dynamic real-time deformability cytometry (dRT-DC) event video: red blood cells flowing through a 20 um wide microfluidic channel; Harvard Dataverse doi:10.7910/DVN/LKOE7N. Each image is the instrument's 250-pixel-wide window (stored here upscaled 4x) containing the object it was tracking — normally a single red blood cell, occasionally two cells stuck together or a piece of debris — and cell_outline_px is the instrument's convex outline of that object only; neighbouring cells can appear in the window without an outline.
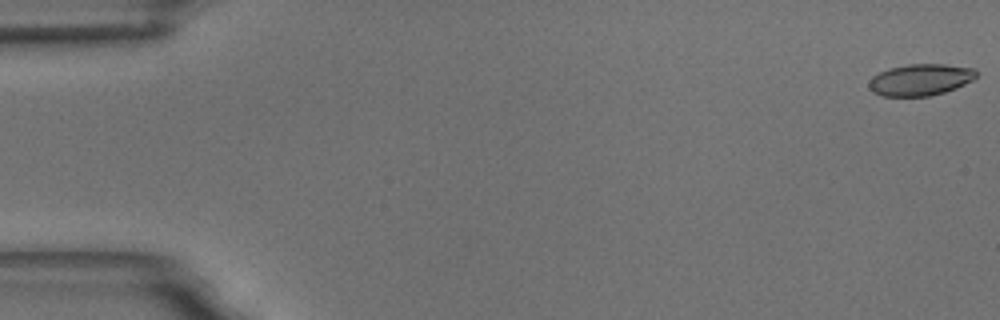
{"species": "common noctule bat (a hibernating species)", "species_latin": "Nyctalus noctula", "temperature_condition": "room temperature", "stored_images_in_passage": 7, "camera_frame_rate_fps": 3000, "um_per_image_px": 0.085, "animal": {"sex": "male", "body_mass_g": 18.8}, "frame": {"image": 1, "passage_image": 1, "time_ms": 0.0, "image_size_px": [1000, 320], "cell_outline_px": [[976, 76], [972, 80], [956, 88], [944, 92], [928, 96], [884, 96], [872, 92], [868, 88], [868, 84], [872, 76], [888, 68], [908, 64], [944, 64], [976, 68]], "centroid_in_image_um": [78.21, 6.77], "position_along_channel_um": 6.8, "area_um2": 19.83}}
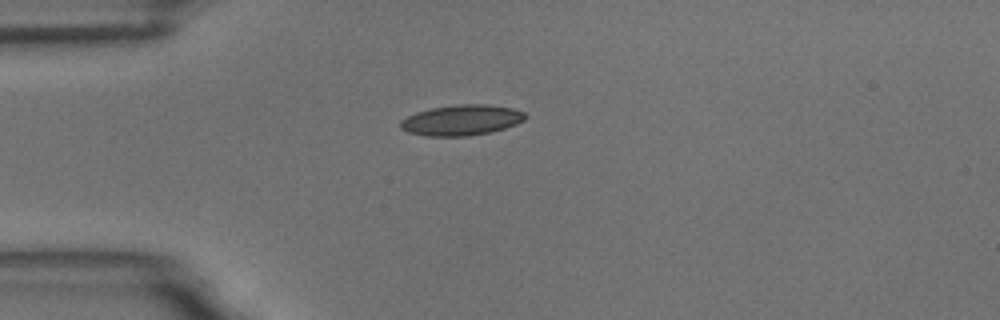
{"frame": {"image": 2, "passage_image": 5, "time_ms": 4.667, "image_size_px": [1000, 320], "cell_outline_px": [[528, 116], [524, 120], [516, 124], [492, 132], [468, 136], [428, 136], [408, 132], [400, 128], [400, 120], [416, 112], [432, 108], [460, 104], [484, 104], [512, 108], [524, 112]], "centroid_in_image_um": [39.24, 10.21], "position_along_channel_um": 45.8, "area_um2": 22.2}}
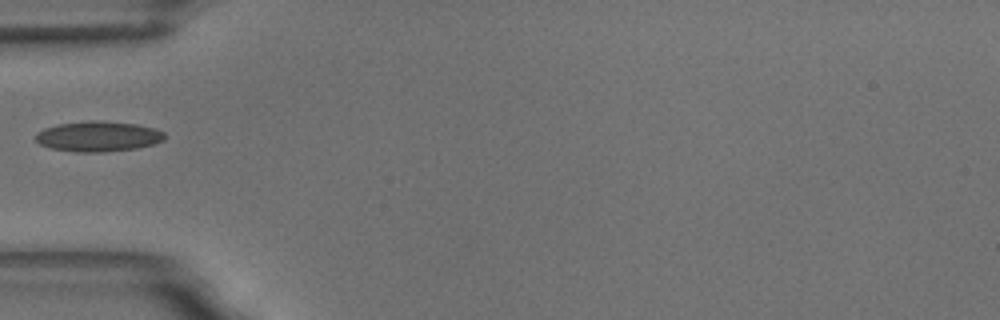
{"frame": {"image": 3, "passage_image": 6, "time_ms": 6.0, "image_size_px": [1000, 320], "cell_outline_px": [[164, 140], [152, 144], [136, 148], [104, 152], [76, 152], [52, 148], [40, 144], [36, 140], [36, 132], [44, 128], [60, 124], [88, 120], [100, 120], [136, 124], [156, 128], [164, 132]], "centroid_in_image_um": [8.35, 11.58], "position_along_channel_um": 76.7, "area_um2": 22.77}}